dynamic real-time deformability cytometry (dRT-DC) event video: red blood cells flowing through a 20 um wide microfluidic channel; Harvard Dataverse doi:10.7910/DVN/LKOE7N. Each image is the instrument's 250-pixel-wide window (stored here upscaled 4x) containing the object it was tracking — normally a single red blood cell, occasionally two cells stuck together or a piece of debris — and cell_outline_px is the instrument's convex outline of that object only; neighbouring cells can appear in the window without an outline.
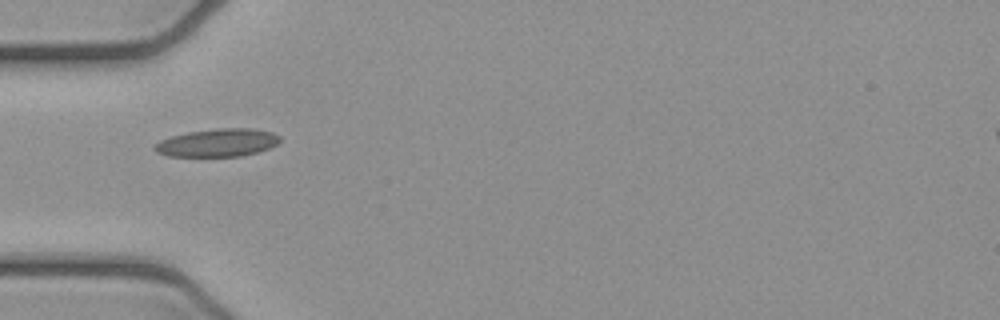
{"species": "common noctule bat (a hibernating species)", "species_latin": "Nyctalus noctula", "temperature_condition": "cold", "stored_images_in_passage": 9, "camera_frame_rate_fps": 3000, "um_per_image_px": 0.085, "animal": {"sex": "female", "body_mass_g": 21.9}, "frame": {"image": 1, "passage_image": 5, "time_ms": 1.333, "image_size_px": [1000, 320], "cell_outline_px": [[280, 140], [276, 144], [268, 148], [256, 152], [240, 156], [168, 156], [156, 152], [152, 148], [160, 140], [172, 136], [188, 132], [216, 128], [252, 128], [272, 132], [280, 136]], "centroid_in_image_um": [18.48, 12.12], "position_along_channel_um": 66.5, "area_um2": 20.29}}
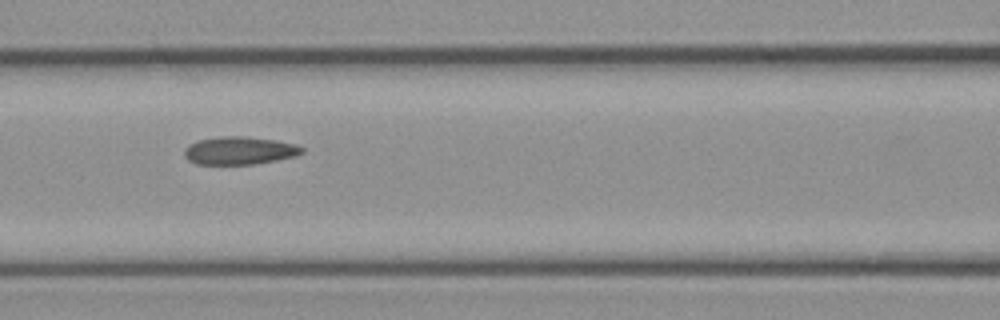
{"frame": {"image": 2, "passage_image": 7, "time_ms": 2.0, "image_size_px": [1000, 320], "cell_outline_px": [[304, 152], [296, 156], [256, 164], [196, 164], [188, 160], [184, 156], [184, 148], [188, 144], [200, 140], [220, 136], [244, 136], [276, 140], [296, 144], [304, 148]], "centroid_in_image_um": [20.36, 12.8], "position_along_channel_um": 146.2, "area_um2": 19.25}}
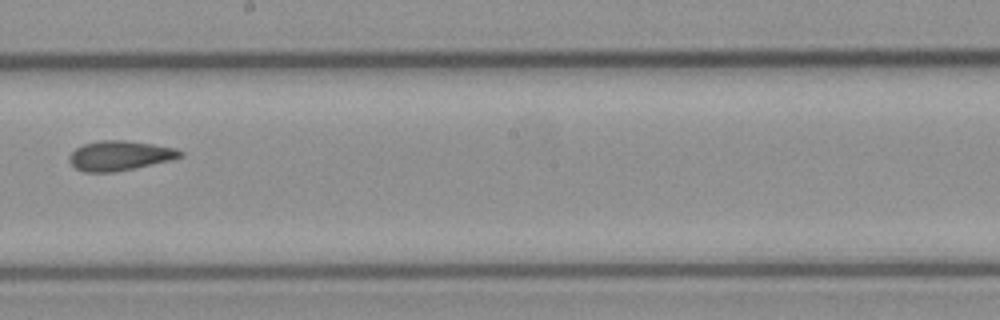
{"frame": {"image": 3, "passage_image": 9, "time_ms": 2.667, "image_size_px": [1000, 320], "cell_outline_px": [[184, 156], [172, 160], [116, 172], [84, 172], [76, 168], [68, 160], [68, 156], [76, 148], [84, 144], [100, 140], [124, 140], [152, 144], [176, 148], [184, 152]], "centroid_in_image_um": [10.2, 13.23], "position_along_channel_um": 238.0, "area_um2": 19.31}}